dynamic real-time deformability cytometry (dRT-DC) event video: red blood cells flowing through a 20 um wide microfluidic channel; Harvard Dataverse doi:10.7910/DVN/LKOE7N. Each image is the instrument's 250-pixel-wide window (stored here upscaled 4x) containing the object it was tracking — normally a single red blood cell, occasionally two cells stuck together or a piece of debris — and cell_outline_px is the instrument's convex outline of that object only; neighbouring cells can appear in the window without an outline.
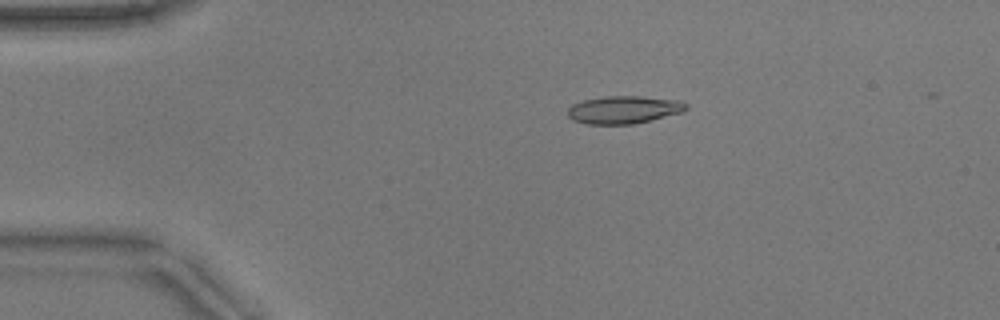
{"species": "common noctule bat (a hibernating species)", "species_latin": "Nyctalus noctula", "temperature_condition": "warm", "stored_images_in_passage": 43, "camera_frame_rate_fps": 3000, "um_per_image_px": 0.085, "animal": {"sex": "male", "body_mass_g": 17.9}, "frame": {"image": 1, "passage_image": 3, "time_ms": 0.667, "image_size_px": [1000, 320], "cell_outline_px": [[688, 108], [684, 112], [652, 120], [632, 124], [584, 124], [572, 120], [568, 116], [568, 108], [572, 104], [584, 100], [604, 96], [640, 96], [676, 100], [688, 104]], "centroid_in_image_um": [53.02, 9.33], "position_along_channel_um": 32.0, "area_um2": 19.25}}
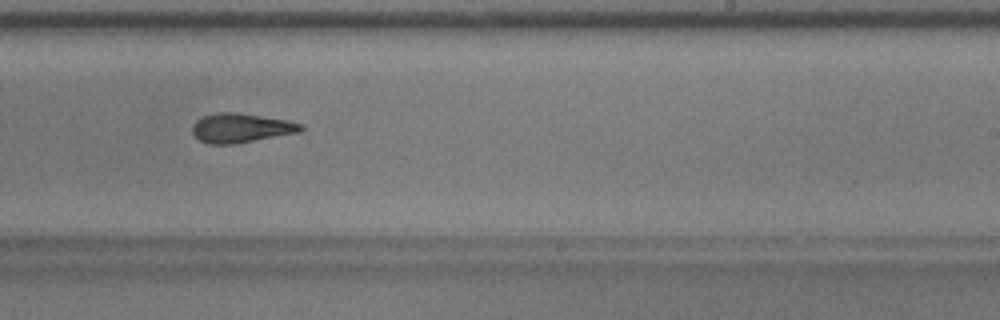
{"frame": {"image": 2, "passage_image": 25, "time_ms": 8.0, "image_size_px": [1000, 320], "cell_outline_px": [[304, 128], [300, 132], [232, 144], [208, 144], [200, 140], [192, 132], [192, 124], [196, 120], [204, 116], [216, 112], [236, 112], [288, 120], [304, 124]], "centroid_in_image_um": [20.48, 10.87], "position_along_channel_um": 268.5, "area_um2": 18.5}}
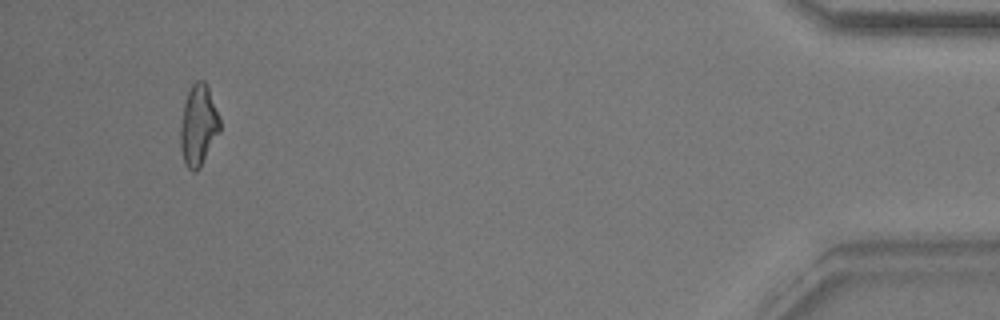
{"frame": {"image": 3, "passage_image": 42, "time_ms": 13.667, "image_size_px": [1000, 320], "cell_outline_px": [[220, 132], [200, 168], [196, 172], [192, 172], [184, 164], [180, 148], [180, 124], [184, 104], [188, 92], [192, 84], [196, 80], [204, 80], [208, 88], [220, 116]], "centroid_in_image_um": [16.86, 10.69], "position_along_channel_um": 418.3, "area_um2": 18.84}}